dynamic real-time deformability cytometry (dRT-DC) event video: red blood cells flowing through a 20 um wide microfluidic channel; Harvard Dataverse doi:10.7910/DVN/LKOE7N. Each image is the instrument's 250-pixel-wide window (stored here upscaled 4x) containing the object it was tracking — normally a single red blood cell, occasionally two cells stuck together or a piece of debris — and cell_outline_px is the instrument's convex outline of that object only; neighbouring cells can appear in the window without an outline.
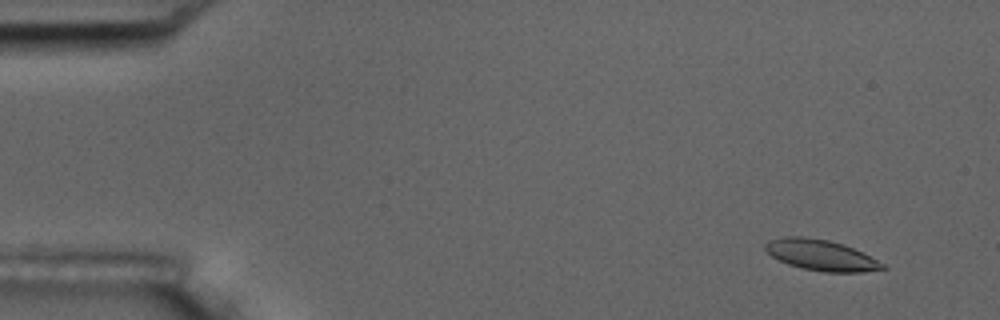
{"species": "common noctule bat (a hibernating species)", "species_latin": "Nyctalus noctula", "temperature_condition": "room temperature", "stored_images_in_passage": 10, "camera_frame_rate_fps": 3000, "um_per_image_px": 0.085, "animal": {"sex": "male", "body_mass_g": 17.5, "forearm_length_mm": 52.3}, "frame": {"image": 1, "passage_image": 2, "time_ms": 1.0, "image_size_px": [1000, 320], "cell_outline_px": [[888, 268], [860, 272], [824, 272], [804, 268], [788, 264], [772, 256], [764, 248], [764, 244], [768, 240], [784, 236], [804, 236], [828, 240], [844, 244], [884, 264]], "centroid_in_image_um": [69.74, 21.67], "position_along_channel_um": 15.3, "area_um2": 20.81}}
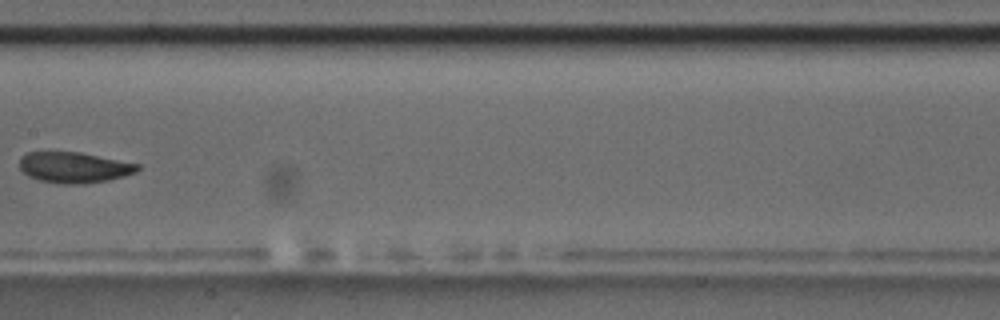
{"frame": {"image": 2, "passage_image": 9, "time_ms": 9.333, "image_size_px": [1000, 320], "cell_outline_px": [[140, 168], [136, 172], [124, 176], [108, 180], [84, 184], [60, 184], [40, 180], [28, 176], [20, 168], [20, 156], [28, 152], [80, 152], [140, 164]], "centroid_in_image_um": [6.3, 14.23], "position_along_channel_um": 201.1, "area_um2": 21.21}}
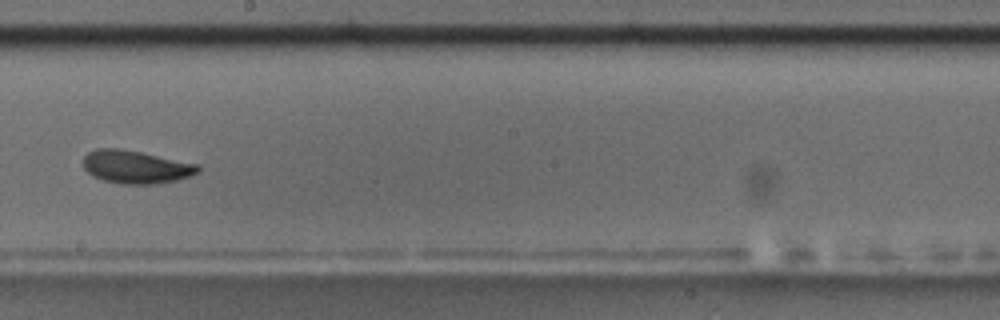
{"frame": {"image": 3, "passage_image": 10, "time_ms": 10.333, "image_size_px": [1000, 320], "cell_outline_px": [[200, 172], [176, 180], [152, 184], [120, 184], [104, 180], [92, 176], [84, 168], [84, 156], [88, 152], [96, 148], [120, 148], [200, 164]], "centroid_in_image_um": [11.55, 14.18], "position_along_channel_um": 236.7, "area_um2": 22.08}}